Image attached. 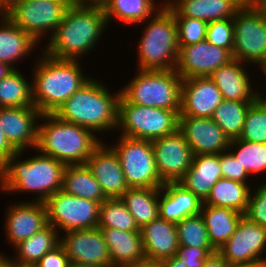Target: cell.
Masks as SVG:
<instances>
[{
	"mask_svg": "<svg viewBox=\"0 0 266 267\" xmlns=\"http://www.w3.org/2000/svg\"><path fill=\"white\" fill-rule=\"evenodd\" d=\"M61 190L83 199L97 201L99 204L106 199L100 184L86 164L65 166Z\"/></svg>",
	"mask_w": 266,
	"mask_h": 267,
	"instance_id": "31",
	"label": "cell"
},
{
	"mask_svg": "<svg viewBox=\"0 0 266 267\" xmlns=\"http://www.w3.org/2000/svg\"><path fill=\"white\" fill-rule=\"evenodd\" d=\"M176 228L179 246L213 248L201 214L184 218Z\"/></svg>",
	"mask_w": 266,
	"mask_h": 267,
	"instance_id": "39",
	"label": "cell"
},
{
	"mask_svg": "<svg viewBox=\"0 0 266 267\" xmlns=\"http://www.w3.org/2000/svg\"><path fill=\"white\" fill-rule=\"evenodd\" d=\"M203 267H230L226 259L216 250L205 260Z\"/></svg>",
	"mask_w": 266,
	"mask_h": 267,
	"instance_id": "48",
	"label": "cell"
},
{
	"mask_svg": "<svg viewBox=\"0 0 266 267\" xmlns=\"http://www.w3.org/2000/svg\"><path fill=\"white\" fill-rule=\"evenodd\" d=\"M223 100L220 90L209 76L182 79L179 116L211 118Z\"/></svg>",
	"mask_w": 266,
	"mask_h": 267,
	"instance_id": "20",
	"label": "cell"
},
{
	"mask_svg": "<svg viewBox=\"0 0 266 267\" xmlns=\"http://www.w3.org/2000/svg\"><path fill=\"white\" fill-rule=\"evenodd\" d=\"M100 229L107 244L113 267H128L145 257L140 231Z\"/></svg>",
	"mask_w": 266,
	"mask_h": 267,
	"instance_id": "27",
	"label": "cell"
},
{
	"mask_svg": "<svg viewBox=\"0 0 266 267\" xmlns=\"http://www.w3.org/2000/svg\"><path fill=\"white\" fill-rule=\"evenodd\" d=\"M265 250L266 229L243 216L233 235L217 251L230 267H259L266 265Z\"/></svg>",
	"mask_w": 266,
	"mask_h": 267,
	"instance_id": "13",
	"label": "cell"
},
{
	"mask_svg": "<svg viewBox=\"0 0 266 267\" xmlns=\"http://www.w3.org/2000/svg\"><path fill=\"white\" fill-rule=\"evenodd\" d=\"M12 70H13L12 67L0 61V79L6 76L8 73H10Z\"/></svg>",
	"mask_w": 266,
	"mask_h": 267,
	"instance_id": "53",
	"label": "cell"
},
{
	"mask_svg": "<svg viewBox=\"0 0 266 267\" xmlns=\"http://www.w3.org/2000/svg\"><path fill=\"white\" fill-rule=\"evenodd\" d=\"M121 199L139 229L159 217V188H129Z\"/></svg>",
	"mask_w": 266,
	"mask_h": 267,
	"instance_id": "33",
	"label": "cell"
},
{
	"mask_svg": "<svg viewBox=\"0 0 266 267\" xmlns=\"http://www.w3.org/2000/svg\"><path fill=\"white\" fill-rule=\"evenodd\" d=\"M9 256L0 254V267H12V259Z\"/></svg>",
	"mask_w": 266,
	"mask_h": 267,
	"instance_id": "54",
	"label": "cell"
},
{
	"mask_svg": "<svg viewBox=\"0 0 266 267\" xmlns=\"http://www.w3.org/2000/svg\"><path fill=\"white\" fill-rule=\"evenodd\" d=\"M101 0H79V2L99 3Z\"/></svg>",
	"mask_w": 266,
	"mask_h": 267,
	"instance_id": "60",
	"label": "cell"
},
{
	"mask_svg": "<svg viewBox=\"0 0 266 267\" xmlns=\"http://www.w3.org/2000/svg\"><path fill=\"white\" fill-rule=\"evenodd\" d=\"M232 149L234 150L232 151ZM228 150L239 161L249 177L266 172V143L244 141L237 138L231 140Z\"/></svg>",
	"mask_w": 266,
	"mask_h": 267,
	"instance_id": "37",
	"label": "cell"
},
{
	"mask_svg": "<svg viewBox=\"0 0 266 267\" xmlns=\"http://www.w3.org/2000/svg\"><path fill=\"white\" fill-rule=\"evenodd\" d=\"M40 118L35 150L65 165L85 164L103 142L92 130L62 121L53 114H42Z\"/></svg>",
	"mask_w": 266,
	"mask_h": 267,
	"instance_id": "5",
	"label": "cell"
},
{
	"mask_svg": "<svg viewBox=\"0 0 266 267\" xmlns=\"http://www.w3.org/2000/svg\"><path fill=\"white\" fill-rule=\"evenodd\" d=\"M240 140L266 143V108L255 100L249 107Z\"/></svg>",
	"mask_w": 266,
	"mask_h": 267,
	"instance_id": "40",
	"label": "cell"
},
{
	"mask_svg": "<svg viewBox=\"0 0 266 267\" xmlns=\"http://www.w3.org/2000/svg\"><path fill=\"white\" fill-rule=\"evenodd\" d=\"M60 238L59 232L48 224L41 231L17 244L14 247L15 258L11 259L15 262L36 264L47 252L60 244Z\"/></svg>",
	"mask_w": 266,
	"mask_h": 267,
	"instance_id": "34",
	"label": "cell"
},
{
	"mask_svg": "<svg viewBox=\"0 0 266 267\" xmlns=\"http://www.w3.org/2000/svg\"><path fill=\"white\" fill-rule=\"evenodd\" d=\"M166 267H188L175 256L165 259Z\"/></svg>",
	"mask_w": 266,
	"mask_h": 267,
	"instance_id": "52",
	"label": "cell"
},
{
	"mask_svg": "<svg viewBox=\"0 0 266 267\" xmlns=\"http://www.w3.org/2000/svg\"><path fill=\"white\" fill-rule=\"evenodd\" d=\"M220 178V154H200L193 156L189 171L179 183L204 202Z\"/></svg>",
	"mask_w": 266,
	"mask_h": 267,
	"instance_id": "26",
	"label": "cell"
},
{
	"mask_svg": "<svg viewBox=\"0 0 266 267\" xmlns=\"http://www.w3.org/2000/svg\"><path fill=\"white\" fill-rule=\"evenodd\" d=\"M98 228L140 231L121 198H106L99 205Z\"/></svg>",
	"mask_w": 266,
	"mask_h": 267,
	"instance_id": "38",
	"label": "cell"
},
{
	"mask_svg": "<svg viewBox=\"0 0 266 267\" xmlns=\"http://www.w3.org/2000/svg\"><path fill=\"white\" fill-rule=\"evenodd\" d=\"M120 89L129 103L166 110H181V76L173 70H137Z\"/></svg>",
	"mask_w": 266,
	"mask_h": 267,
	"instance_id": "7",
	"label": "cell"
},
{
	"mask_svg": "<svg viewBox=\"0 0 266 267\" xmlns=\"http://www.w3.org/2000/svg\"><path fill=\"white\" fill-rule=\"evenodd\" d=\"M200 214L207 227L210 243L215 250L229 240L243 217L242 213L235 210L204 204L201 206Z\"/></svg>",
	"mask_w": 266,
	"mask_h": 267,
	"instance_id": "29",
	"label": "cell"
},
{
	"mask_svg": "<svg viewBox=\"0 0 266 267\" xmlns=\"http://www.w3.org/2000/svg\"><path fill=\"white\" fill-rule=\"evenodd\" d=\"M41 54L32 68V98L42 114H53L91 78L81 72L79 60H60Z\"/></svg>",
	"mask_w": 266,
	"mask_h": 267,
	"instance_id": "3",
	"label": "cell"
},
{
	"mask_svg": "<svg viewBox=\"0 0 266 267\" xmlns=\"http://www.w3.org/2000/svg\"><path fill=\"white\" fill-rule=\"evenodd\" d=\"M266 19V0H249Z\"/></svg>",
	"mask_w": 266,
	"mask_h": 267,
	"instance_id": "50",
	"label": "cell"
},
{
	"mask_svg": "<svg viewBox=\"0 0 266 267\" xmlns=\"http://www.w3.org/2000/svg\"><path fill=\"white\" fill-rule=\"evenodd\" d=\"M47 221L59 234L98 227L99 203L59 190L44 202ZM62 231L60 233V231Z\"/></svg>",
	"mask_w": 266,
	"mask_h": 267,
	"instance_id": "11",
	"label": "cell"
},
{
	"mask_svg": "<svg viewBox=\"0 0 266 267\" xmlns=\"http://www.w3.org/2000/svg\"><path fill=\"white\" fill-rule=\"evenodd\" d=\"M260 71L266 76V59L259 65Z\"/></svg>",
	"mask_w": 266,
	"mask_h": 267,
	"instance_id": "59",
	"label": "cell"
},
{
	"mask_svg": "<svg viewBox=\"0 0 266 267\" xmlns=\"http://www.w3.org/2000/svg\"><path fill=\"white\" fill-rule=\"evenodd\" d=\"M106 25L100 3L71 5L42 52L55 59L80 60L95 48Z\"/></svg>",
	"mask_w": 266,
	"mask_h": 267,
	"instance_id": "1",
	"label": "cell"
},
{
	"mask_svg": "<svg viewBox=\"0 0 266 267\" xmlns=\"http://www.w3.org/2000/svg\"><path fill=\"white\" fill-rule=\"evenodd\" d=\"M174 19L179 48L206 40L207 22L190 17H174Z\"/></svg>",
	"mask_w": 266,
	"mask_h": 267,
	"instance_id": "41",
	"label": "cell"
},
{
	"mask_svg": "<svg viewBox=\"0 0 266 267\" xmlns=\"http://www.w3.org/2000/svg\"><path fill=\"white\" fill-rule=\"evenodd\" d=\"M146 22L148 24L137 44L138 69H175L179 47L173 12L167 6H162Z\"/></svg>",
	"mask_w": 266,
	"mask_h": 267,
	"instance_id": "6",
	"label": "cell"
},
{
	"mask_svg": "<svg viewBox=\"0 0 266 267\" xmlns=\"http://www.w3.org/2000/svg\"><path fill=\"white\" fill-rule=\"evenodd\" d=\"M180 111L132 104L120 95L116 130L120 136L152 141L178 130Z\"/></svg>",
	"mask_w": 266,
	"mask_h": 267,
	"instance_id": "8",
	"label": "cell"
},
{
	"mask_svg": "<svg viewBox=\"0 0 266 267\" xmlns=\"http://www.w3.org/2000/svg\"><path fill=\"white\" fill-rule=\"evenodd\" d=\"M12 267H38V266L37 264L21 263V262H15L12 260Z\"/></svg>",
	"mask_w": 266,
	"mask_h": 267,
	"instance_id": "55",
	"label": "cell"
},
{
	"mask_svg": "<svg viewBox=\"0 0 266 267\" xmlns=\"http://www.w3.org/2000/svg\"><path fill=\"white\" fill-rule=\"evenodd\" d=\"M60 235V244L70 262L113 267L100 228L73 230Z\"/></svg>",
	"mask_w": 266,
	"mask_h": 267,
	"instance_id": "16",
	"label": "cell"
},
{
	"mask_svg": "<svg viewBox=\"0 0 266 267\" xmlns=\"http://www.w3.org/2000/svg\"><path fill=\"white\" fill-rule=\"evenodd\" d=\"M70 6L55 0H18L5 15L39 43L48 32L53 35Z\"/></svg>",
	"mask_w": 266,
	"mask_h": 267,
	"instance_id": "12",
	"label": "cell"
},
{
	"mask_svg": "<svg viewBox=\"0 0 266 267\" xmlns=\"http://www.w3.org/2000/svg\"><path fill=\"white\" fill-rule=\"evenodd\" d=\"M203 202L179 182H167L159 188V217L178 223L200 214Z\"/></svg>",
	"mask_w": 266,
	"mask_h": 267,
	"instance_id": "22",
	"label": "cell"
},
{
	"mask_svg": "<svg viewBox=\"0 0 266 267\" xmlns=\"http://www.w3.org/2000/svg\"><path fill=\"white\" fill-rule=\"evenodd\" d=\"M104 84L91 78L53 115L62 121L90 129L95 134L116 131L120 90L110 92Z\"/></svg>",
	"mask_w": 266,
	"mask_h": 267,
	"instance_id": "4",
	"label": "cell"
},
{
	"mask_svg": "<svg viewBox=\"0 0 266 267\" xmlns=\"http://www.w3.org/2000/svg\"><path fill=\"white\" fill-rule=\"evenodd\" d=\"M34 106L32 82L18 68L0 79V108Z\"/></svg>",
	"mask_w": 266,
	"mask_h": 267,
	"instance_id": "35",
	"label": "cell"
},
{
	"mask_svg": "<svg viewBox=\"0 0 266 267\" xmlns=\"http://www.w3.org/2000/svg\"><path fill=\"white\" fill-rule=\"evenodd\" d=\"M215 251L214 248L179 246L174 256L188 267H203L206 258Z\"/></svg>",
	"mask_w": 266,
	"mask_h": 267,
	"instance_id": "44",
	"label": "cell"
},
{
	"mask_svg": "<svg viewBox=\"0 0 266 267\" xmlns=\"http://www.w3.org/2000/svg\"><path fill=\"white\" fill-rule=\"evenodd\" d=\"M253 102L223 100L211 118L230 140L237 139L242 134L247 111Z\"/></svg>",
	"mask_w": 266,
	"mask_h": 267,
	"instance_id": "36",
	"label": "cell"
},
{
	"mask_svg": "<svg viewBox=\"0 0 266 267\" xmlns=\"http://www.w3.org/2000/svg\"><path fill=\"white\" fill-rule=\"evenodd\" d=\"M23 153L25 150L17 152L0 166V189L7 194L37 193L34 197L36 199L32 201L44 203L61 190L62 175L66 165L40 152L22 161L20 157Z\"/></svg>",
	"mask_w": 266,
	"mask_h": 267,
	"instance_id": "2",
	"label": "cell"
},
{
	"mask_svg": "<svg viewBox=\"0 0 266 267\" xmlns=\"http://www.w3.org/2000/svg\"><path fill=\"white\" fill-rule=\"evenodd\" d=\"M256 100L266 108V95L263 96L262 93L260 94V92L258 91Z\"/></svg>",
	"mask_w": 266,
	"mask_h": 267,
	"instance_id": "56",
	"label": "cell"
},
{
	"mask_svg": "<svg viewBox=\"0 0 266 267\" xmlns=\"http://www.w3.org/2000/svg\"><path fill=\"white\" fill-rule=\"evenodd\" d=\"M178 130L194 156L227 151L231 140L212 118L179 116Z\"/></svg>",
	"mask_w": 266,
	"mask_h": 267,
	"instance_id": "17",
	"label": "cell"
},
{
	"mask_svg": "<svg viewBox=\"0 0 266 267\" xmlns=\"http://www.w3.org/2000/svg\"><path fill=\"white\" fill-rule=\"evenodd\" d=\"M38 267H68L69 258L61 244L47 252L37 263Z\"/></svg>",
	"mask_w": 266,
	"mask_h": 267,
	"instance_id": "46",
	"label": "cell"
},
{
	"mask_svg": "<svg viewBox=\"0 0 266 267\" xmlns=\"http://www.w3.org/2000/svg\"><path fill=\"white\" fill-rule=\"evenodd\" d=\"M128 267H166V262L165 260L144 257L142 260H139L134 265H130Z\"/></svg>",
	"mask_w": 266,
	"mask_h": 267,
	"instance_id": "49",
	"label": "cell"
},
{
	"mask_svg": "<svg viewBox=\"0 0 266 267\" xmlns=\"http://www.w3.org/2000/svg\"><path fill=\"white\" fill-rule=\"evenodd\" d=\"M220 166L223 178L248 184L249 174L228 150L220 153Z\"/></svg>",
	"mask_w": 266,
	"mask_h": 267,
	"instance_id": "45",
	"label": "cell"
},
{
	"mask_svg": "<svg viewBox=\"0 0 266 267\" xmlns=\"http://www.w3.org/2000/svg\"><path fill=\"white\" fill-rule=\"evenodd\" d=\"M99 3L103 8L108 24L112 18H115L119 23L130 24L131 26L138 23L144 24L162 7V4L159 7L154 0H101Z\"/></svg>",
	"mask_w": 266,
	"mask_h": 267,
	"instance_id": "30",
	"label": "cell"
},
{
	"mask_svg": "<svg viewBox=\"0 0 266 267\" xmlns=\"http://www.w3.org/2000/svg\"><path fill=\"white\" fill-rule=\"evenodd\" d=\"M171 2V0H165L164 3L160 2L162 4V6H167L169 3Z\"/></svg>",
	"mask_w": 266,
	"mask_h": 267,
	"instance_id": "61",
	"label": "cell"
},
{
	"mask_svg": "<svg viewBox=\"0 0 266 267\" xmlns=\"http://www.w3.org/2000/svg\"><path fill=\"white\" fill-rule=\"evenodd\" d=\"M18 0H0V12L5 15Z\"/></svg>",
	"mask_w": 266,
	"mask_h": 267,
	"instance_id": "51",
	"label": "cell"
},
{
	"mask_svg": "<svg viewBox=\"0 0 266 267\" xmlns=\"http://www.w3.org/2000/svg\"><path fill=\"white\" fill-rule=\"evenodd\" d=\"M17 152L18 151L10 144L4 135L3 128L0 123V166Z\"/></svg>",
	"mask_w": 266,
	"mask_h": 267,
	"instance_id": "47",
	"label": "cell"
},
{
	"mask_svg": "<svg viewBox=\"0 0 266 267\" xmlns=\"http://www.w3.org/2000/svg\"><path fill=\"white\" fill-rule=\"evenodd\" d=\"M38 43L26 31L15 26L7 17L0 18V61L13 66L16 61L35 51Z\"/></svg>",
	"mask_w": 266,
	"mask_h": 267,
	"instance_id": "28",
	"label": "cell"
},
{
	"mask_svg": "<svg viewBox=\"0 0 266 267\" xmlns=\"http://www.w3.org/2000/svg\"><path fill=\"white\" fill-rule=\"evenodd\" d=\"M157 172L164 182H179L189 171L193 153L177 130L175 133L152 140Z\"/></svg>",
	"mask_w": 266,
	"mask_h": 267,
	"instance_id": "14",
	"label": "cell"
},
{
	"mask_svg": "<svg viewBox=\"0 0 266 267\" xmlns=\"http://www.w3.org/2000/svg\"><path fill=\"white\" fill-rule=\"evenodd\" d=\"M232 60L233 56L229 50L203 40L179 48L175 71L182 79L210 76Z\"/></svg>",
	"mask_w": 266,
	"mask_h": 267,
	"instance_id": "15",
	"label": "cell"
},
{
	"mask_svg": "<svg viewBox=\"0 0 266 267\" xmlns=\"http://www.w3.org/2000/svg\"><path fill=\"white\" fill-rule=\"evenodd\" d=\"M247 0H171L167 7L174 17H190L205 22L234 18Z\"/></svg>",
	"mask_w": 266,
	"mask_h": 267,
	"instance_id": "23",
	"label": "cell"
},
{
	"mask_svg": "<svg viewBox=\"0 0 266 267\" xmlns=\"http://www.w3.org/2000/svg\"><path fill=\"white\" fill-rule=\"evenodd\" d=\"M206 40L232 53L234 47L233 18L208 22Z\"/></svg>",
	"mask_w": 266,
	"mask_h": 267,
	"instance_id": "42",
	"label": "cell"
},
{
	"mask_svg": "<svg viewBox=\"0 0 266 267\" xmlns=\"http://www.w3.org/2000/svg\"><path fill=\"white\" fill-rule=\"evenodd\" d=\"M104 141L87 159L86 165L97 179L106 198H121L129 189L119 158L115 151Z\"/></svg>",
	"mask_w": 266,
	"mask_h": 267,
	"instance_id": "21",
	"label": "cell"
},
{
	"mask_svg": "<svg viewBox=\"0 0 266 267\" xmlns=\"http://www.w3.org/2000/svg\"><path fill=\"white\" fill-rule=\"evenodd\" d=\"M146 258L165 260L179 248L176 223L160 217L140 229Z\"/></svg>",
	"mask_w": 266,
	"mask_h": 267,
	"instance_id": "25",
	"label": "cell"
},
{
	"mask_svg": "<svg viewBox=\"0 0 266 267\" xmlns=\"http://www.w3.org/2000/svg\"><path fill=\"white\" fill-rule=\"evenodd\" d=\"M251 185L220 178L211 188L204 205L229 208L244 214L249 202Z\"/></svg>",
	"mask_w": 266,
	"mask_h": 267,
	"instance_id": "32",
	"label": "cell"
},
{
	"mask_svg": "<svg viewBox=\"0 0 266 267\" xmlns=\"http://www.w3.org/2000/svg\"><path fill=\"white\" fill-rule=\"evenodd\" d=\"M233 23V59L259 66L266 59L265 17L247 0L235 14Z\"/></svg>",
	"mask_w": 266,
	"mask_h": 267,
	"instance_id": "10",
	"label": "cell"
},
{
	"mask_svg": "<svg viewBox=\"0 0 266 267\" xmlns=\"http://www.w3.org/2000/svg\"><path fill=\"white\" fill-rule=\"evenodd\" d=\"M255 187L254 190L251 189L247 209L243 216L248 221L266 229V185L262 182L259 187Z\"/></svg>",
	"mask_w": 266,
	"mask_h": 267,
	"instance_id": "43",
	"label": "cell"
},
{
	"mask_svg": "<svg viewBox=\"0 0 266 267\" xmlns=\"http://www.w3.org/2000/svg\"><path fill=\"white\" fill-rule=\"evenodd\" d=\"M42 113L35 106L0 108L4 135L19 152L37 147L38 123ZM38 119V120H37Z\"/></svg>",
	"mask_w": 266,
	"mask_h": 267,
	"instance_id": "18",
	"label": "cell"
},
{
	"mask_svg": "<svg viewBox=\"0 0 266 267\" xmlns=\"http://www.w3.org/2000/svg\"><path fill=\"white\" fill-rule=\"evenodd\" d=\"M68 267H103V266L70 262Z\"/></svg>",
	"mask_w": 266,
	"mask_h": 267,
	"instance_id": "57",
	"label": "cell"
},
{
	"mask_svg": "<svg viewBox=\"0 0 266 267\" xmlns=\"http://www.w3.org/2000/svg\"><path fill=\"white\" fill-rule=\"evenodd\" d=\"M117 154L129 188H161L152 141L119 136L110 146Z\"/></svg>",
	"mask_w": 266,
	"mask_h": 267,
	"instance_id": "9",
	"label": "cell"
},
{
	"mask_svg": "<svg viewBox=\"0 0 266 267\" xmlns=\"http://www.w3.org/2000/svg\"><path fill=\"white\" fill-rule=\"evenodd\" d=\"M28 1H37V0H28ZM55 1H63L68 3L69 5H78L80 2L79 0H55Z\"/></svg>",
	"mask_w": 266,
	"mask_h": 267,
	"instance_id": "58",
	"label": "cell"
},
{
	"mask_svg": "<svg viewBox=\"0 0 266 267\" xmlns=\"http://www.w3.org/2000/svg\"><path fill=\"white\" fill-rule=\"evenodd\" d=\"M244 63L233 59L215 70L209 78L217 85L224 100L255 101L257 90L251 86V78Z\"/></svg>",
	"mask_w": 266,
	"mask_h": 267,
	"instance_id": "24",
	"label": "cell"
},
{
	"mask_svg": "<svg viewBox=\"0 0 266 267\" xmlns=\"http://www.w3.org/2000/svg\"><path fill=\"white\" fill-rule=\"evenodd\" d=\"M5 221V236L12 248L48 225L47 210L43 202L20 201L8 205Z\"/></svg>",
	"mask_w": 266,
	"mask_h": 267,
	"instance_id": "19",
	"label": "cell"
}]
</instances>
